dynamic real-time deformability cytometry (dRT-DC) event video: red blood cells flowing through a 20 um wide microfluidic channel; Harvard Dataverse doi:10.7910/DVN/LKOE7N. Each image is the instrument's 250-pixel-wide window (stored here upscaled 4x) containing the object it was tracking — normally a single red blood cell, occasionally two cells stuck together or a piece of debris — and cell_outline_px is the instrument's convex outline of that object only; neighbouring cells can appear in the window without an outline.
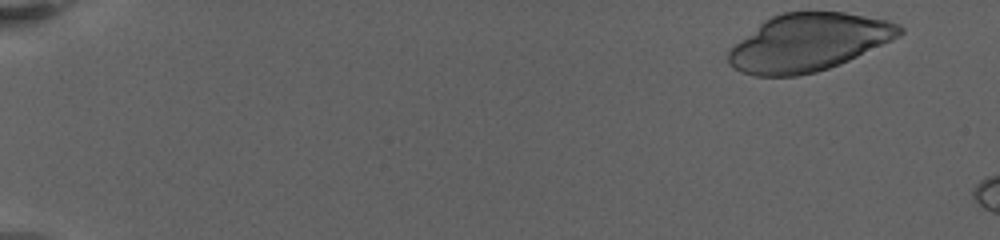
{"species": "human", "species_latin": "Homo sapiens", "temperature_condition": "warm", "stored_images_in_passage": 5, "camera_frame_rate_fps": 3000, "um_per_image_px": 0.085, "donor": {"sex": "female"}, "frame": {"image": 1, "passage_image": 1, "time_ms": 0.0, "image_size_px": [1000, 240], "cell_outline_px": [[904, 32], [900, 36], [892, 40], [840, 64], [816, 72], [796, 76], [756, 76], [740, 72], [732, 68], [728, 64], [728, 48], [764, 20], [772, 16], [784, 12], [844, 12], [884, 20], [900, 24], [904, 28]], "centroid_in_image_um": [68.68, 3.62], "position_along_channel_um": 16.3, "area_um2": 57.45}}